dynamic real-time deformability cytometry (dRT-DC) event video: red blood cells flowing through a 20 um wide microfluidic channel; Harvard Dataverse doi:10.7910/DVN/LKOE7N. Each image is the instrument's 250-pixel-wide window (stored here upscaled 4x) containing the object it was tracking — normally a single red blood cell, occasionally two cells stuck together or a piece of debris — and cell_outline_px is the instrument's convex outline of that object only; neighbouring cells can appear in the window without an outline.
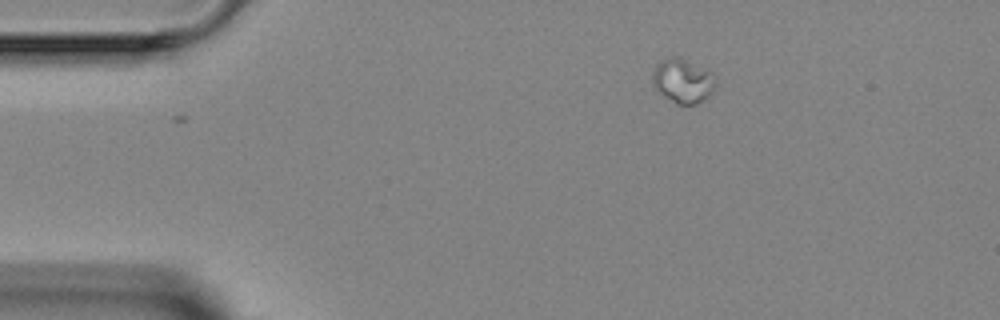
{"species": "Egyptian fruit bat (a non-hibernating species)", "species_latin": "Rousettus aegyptiacus", "temperature_condition": "room temperature", "stored_images_in_passage": 4, "camera_frame_rate_fps": 3000, "um_per_image_px": 0.085, "animal": {"sex": "female"}, "frame": {"image": 1, "passage_image": 1, "time_ms": 0.0, "image_size_px": [1000, 320], "cell_outline_px": [[716, 84], [712, 92], [708, 96], [696, 104], [676, 104], [660, 92], [652, 84], [652, 72], [656, 64], [660, 60], [668, 56], [680, 56], [708, 68], [716, 76]], "centroid_in_image_um": [58.06, 6.81], "position_along_channel_um": 26.9, "area_um2": 16.7}}
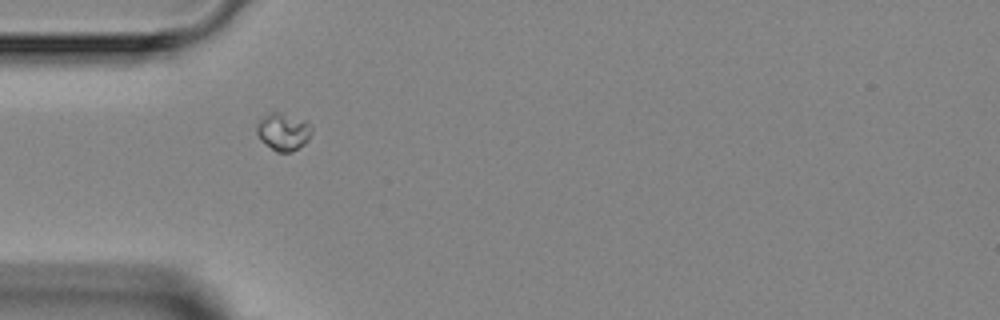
{"frame": {"image": 2, "passage_image": 3, "time_ms": 2.333, "image_size_px": [1000, 320], "cell_outline_px": [[312, 132], [308, 140], [304, 144], [292, 152], [276, 152], [260, 140], [256, 132], [256, 124], [268, 112], [280, 112], [308, 120], [312, 124]], "centroid_in_image_um": [24.1, 11.18], "position_along_channel_um": 60.9, "area_um2": 12.31}}